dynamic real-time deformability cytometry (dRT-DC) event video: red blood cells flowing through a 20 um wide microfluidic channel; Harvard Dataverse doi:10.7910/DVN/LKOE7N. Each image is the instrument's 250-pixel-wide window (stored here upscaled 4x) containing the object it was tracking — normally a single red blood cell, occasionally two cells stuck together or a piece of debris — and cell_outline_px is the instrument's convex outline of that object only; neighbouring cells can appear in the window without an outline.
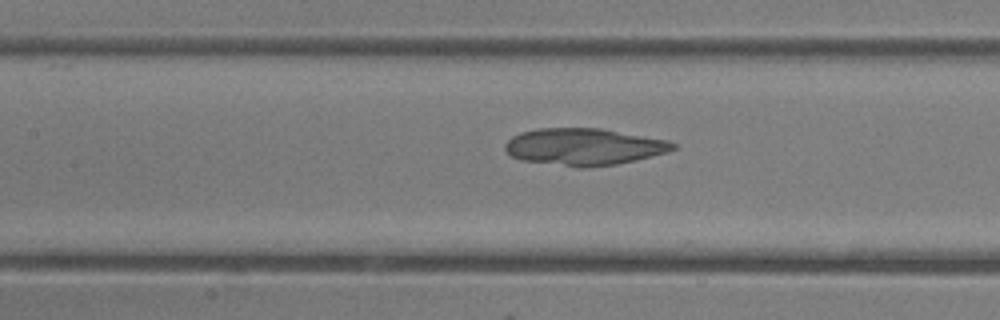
{"species": "common noctule bat (a hibernating species)", "species_latin": "Nyctalus noctula", "temperature_condition": "room temperature", "stored_images_in_passage": 46, "camera_frame_rate_fps": 3000, "um_per_image_px": 0.085, "animal": {"sex": "female"}, "frame": {"image": 1, "passage_image": 20, "time_ms": 6.333, "image_size_px": [1000, 320], "cell_outline_px": [[676, 148], [668, 152], [636, 160], [616, 164], [588, 168], [576, 168], [520, 160], [512, 156], [504, 148], [504, 144], [512, 136], [520, 132], [536, 128], [600, 128], [668, 140], [676, 144]], "centroid_in_image_um": [49.61, 12.48], "position_along_channel_um": 157.8, "area_um2": 36.47}}
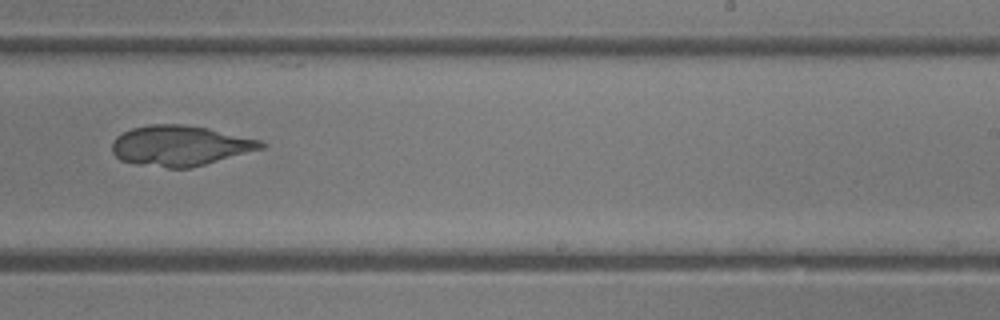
{"frame": {"image": 2, "passage_image": 28, "time_ms": 9.0, "image_size_px": [1000, 320], "cell_outline_px": [[268, 144], [264, 148], [192, 168], [168, 168], [136, 164], [120, 160], [112, 152], [112, 144], [116, 136], [132, 128], [148, 124], [184, 124], [208, 128], [260, 140]], "centroid_in_image_um": [15.31, 12.38], "position_along_channel_um": 273.7, "area_um2": 35.14}}
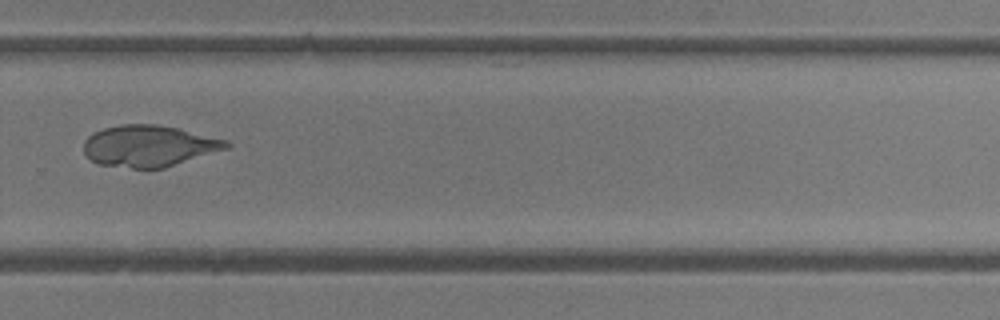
{"frame": {"image": 3, "passage_image": 31, "time_ms": 10.0, "image_size_px": [1000, 320], "cell_outline_px": [[232, 144], [228, 148], [164, 168], [132, 168], [100, 164], [92, 160], [84, 152], [84, 140], [88, 136], [104, 128], [120, 124], [156, 124], [180, 128], [228, 140]], "centroid_in_image_um": [12.69, 12.39], "position_along_channel_um": 317.1, "area_um2": 34.39}}